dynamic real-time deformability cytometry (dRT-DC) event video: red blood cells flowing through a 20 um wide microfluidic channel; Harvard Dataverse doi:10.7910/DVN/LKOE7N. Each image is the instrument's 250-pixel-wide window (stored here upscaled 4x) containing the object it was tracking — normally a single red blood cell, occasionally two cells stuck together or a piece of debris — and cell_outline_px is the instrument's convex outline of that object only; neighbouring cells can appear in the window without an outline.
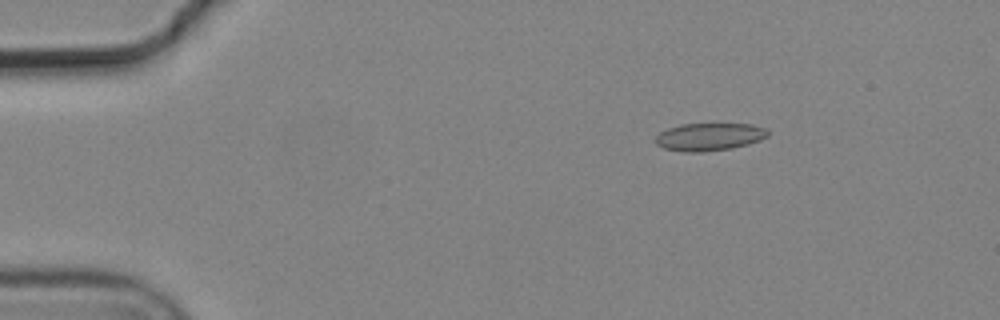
{"species": "common noctule bat (a hibernating species)", "species_latin": "Nyctalus noctula", "temperature_condition": "cold", "stored_images_in_passage": 7, "camera_frame_rate_fps": 3000, "um_per_image_px": 0.085, "animal": {"sex": "male", "body_mass_g": 19.2, "forearm_length_mm": 51.8}, "frame": {"image": 1, "passage_image": 2, "time_ms": 0.333, "image_size_px": [1000, 320], "cell_outline_px": [[768, 136], [760, 140], [748, 144], [732, 148], [704, 152], [684, 152], [664, 148], [656, 144], [656, 136], [660, 132], [668, 128], [680, 124], [752, 124], [768, 128]], "centroid_in_image_um": [60.31, 11.63], "position_along_channel_um": 24.7, "area_um2": 18.21}}
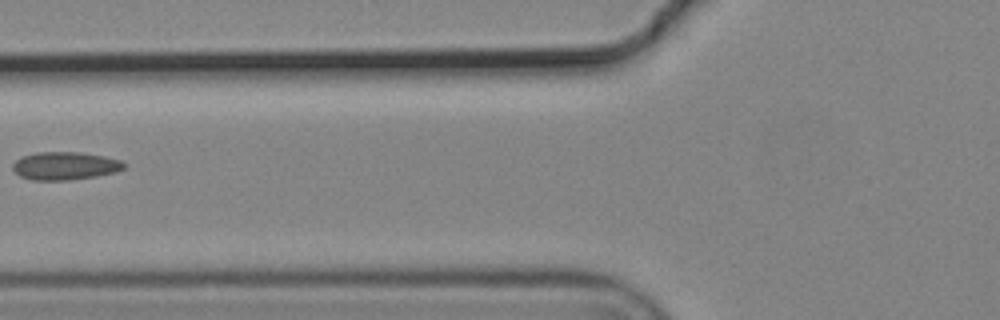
{"frame": {"image": 2, "passage_image": 6, "time_ms": 1.667, "image_size_px": [1000, 320], "cell_outline_px": [[124, 168], [116, 172], [96, 176], [68, 180], [32, 180], [20, 176], [12, 168], [12, 164], [16, 160], [24, 156], [36, 152], [80, 152], [104, 156], [120, 160], [124, 164]], "centroid_in_image_um": [5.51, 14.09], "position_along_channel_um": 120.3, "area_um2": 18.03}}
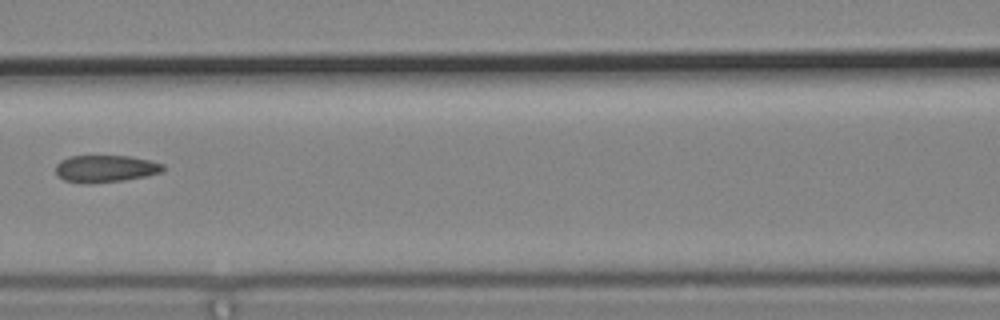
{"frame": {"image": 3, "passage_image": 7, "time_ms": 2.0, "image_size_px": [1000, 320], "cell_outline_px": [[164, 172], [148, 176], [124, 180], [64, 180], [56, 176], [56, 164], [60, 160], [68, 156], [128, 156], [148, 160], [164, 164]], "centroid_in_image_um": [9.02, 14.28], "position_along_channel_um": 157.6, "area_um2": 16.3}}